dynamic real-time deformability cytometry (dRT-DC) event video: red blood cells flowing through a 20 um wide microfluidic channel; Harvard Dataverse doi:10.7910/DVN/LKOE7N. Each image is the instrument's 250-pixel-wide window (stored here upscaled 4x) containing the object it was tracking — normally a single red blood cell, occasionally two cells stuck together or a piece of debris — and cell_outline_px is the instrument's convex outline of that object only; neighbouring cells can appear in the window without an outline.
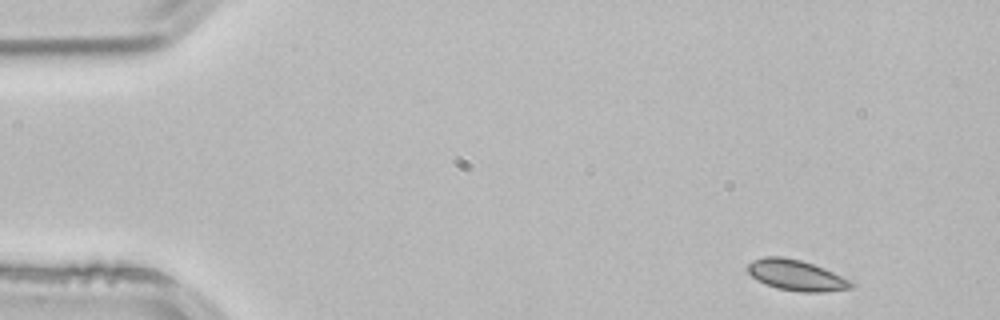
{"species": "common noctule bat (a hibernating species)", "species_latin": "Nyctalus noctula", "temperature_condition": "room temperature", "stored_images_in_passage": 3, "camera_frame_rate_fps": 3000, "um_per_image_px": 0.085, "animal": {"sex": "male", "body_mass_g": 21.5, "forearm_length_mm": 52.0}, "frame": {"image": 1, "passage_image": 1, "time_ms": 0.0, "image_size_px": [1000, 320], "cell_outline_px": [[856, 284], [852, 288], [824, 292], [800, 292], [776, 288], [764, 284], [752, 276], [748, 272], [748, 264], [752, 260], [764, 256], [780, 256], [800, 260], [824, 268], [852, 280]], "centroid_in_image_um": [67.71, 23.4], "position_along_channel_um": 17.3, "area_um2": 18.67}}
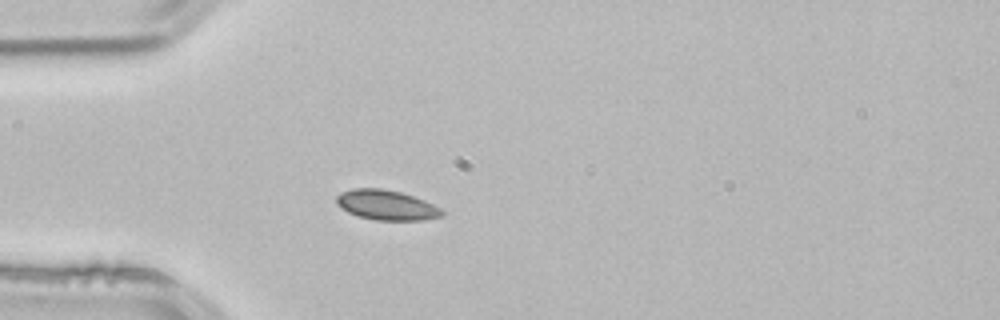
{"frame": {"image": 2, "passage_image": 3, "time_ms": 0.667, "image_size_px": [1000, 320], "cell_outline_px": [[444, 216], [424, 220], [376, 220], [360, 216], [348, 212], [340, 208], [336, 204], [336, 196], [340, 192], [352, 188], [380, 188], [400, 192], [424, 200], [440, 208], [444, 212]], "centroid_in_image_um": [32.83, 17.43], "position_along_channel_um": 52.2, "area_um2": 18.44}}